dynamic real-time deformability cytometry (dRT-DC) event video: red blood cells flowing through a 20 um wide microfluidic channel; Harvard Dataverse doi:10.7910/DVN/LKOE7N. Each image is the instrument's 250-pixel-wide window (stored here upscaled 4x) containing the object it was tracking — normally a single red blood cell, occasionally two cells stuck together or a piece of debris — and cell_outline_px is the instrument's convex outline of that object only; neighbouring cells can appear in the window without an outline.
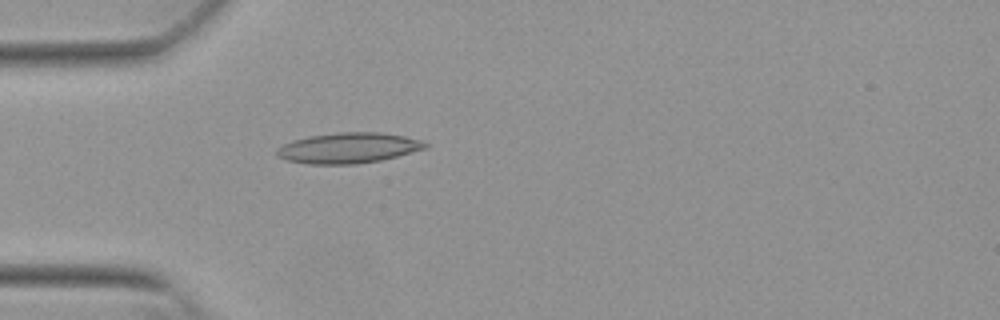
{"species": "Egyptian fruit bat (a non-hibernating species)", "species_latin": "Rousettus aegyptiacus", "temperature_condition": "warm", "stored_images_in_passage": 34, "camera_frame_rate_fps": 3000, "um_per_image_px": 0.085, "animal": {"sex": "female"}, "frame": {"image": 1, "passage_image": 1, "time_ms": 0.0, "image_size_px": [1000, 320], "cell_outline_px": [[428, 148], [380, 160], [356, 164], [308, 164], [288, 160], [276, 156], [276, 148], [292, 140], [308, 136], [336, 132], [380, 132], [404, 136], [420, 140], [428, 144]], "centroid_in_image_um": [29.59, 12.57], "position_along_channel_um": 55.4, "area_um2": 26.41}}
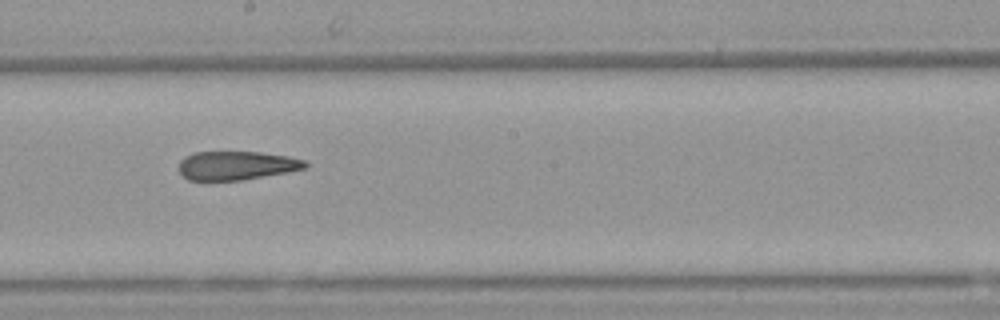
{"frame": {"image": 2, "passage_image": 15, "time_ms": 4.667, "image_size_px": [1000, 320], "cell_outline_px": [[308, 168], [288, 172], [240, 180], [188, 180], [176, 168], [180, 160], [184, 156], [192, 152], [260, 152], [288, 156], [304, 160], [308, 164]], "centroid_in_image_um": [20.08, 14.06], "position_along_channel_um": 228.1, "area_um2": 21.33}}
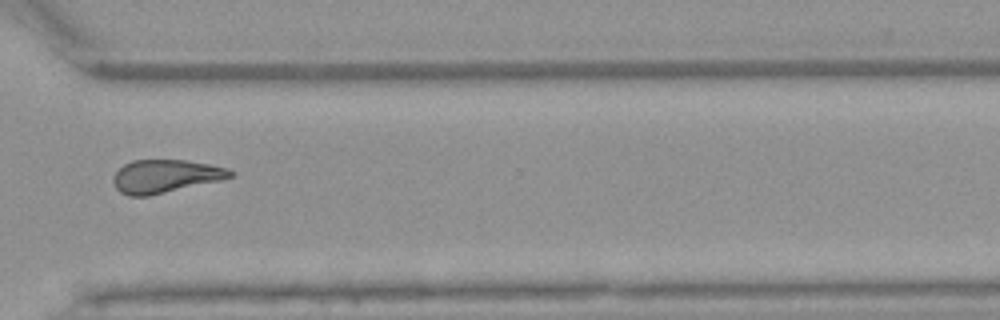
{"frame": {"image": 3, "passage_image": 25, "time_ms": 8.0, "image_size_px": [1000, 320], "cell_outline_px": [[236, 176], [220, 180], [148, 196], [128, 196], [120, 192], [116, 188], [112, 180], [112, 176], [124, 164], [132, 160], [184, 160], [208, 164], [228, 168], [236, 172]], "centroid_in_image_um": [14.06, 14.98], "position_along_channel_um": 356.5, "area_um2": 22.6}, "authors_computed_cell_mechanics": {"area_um2": 22.5131, "velocity_mm_per_s": 3.8484, "shape_relaxation_time_tau1_ms": null, "shape_relaxation_time_tau2_ms": 3.8241, "deformation_change_tau1": null, "deformation_change_tau2": 0.1433}}